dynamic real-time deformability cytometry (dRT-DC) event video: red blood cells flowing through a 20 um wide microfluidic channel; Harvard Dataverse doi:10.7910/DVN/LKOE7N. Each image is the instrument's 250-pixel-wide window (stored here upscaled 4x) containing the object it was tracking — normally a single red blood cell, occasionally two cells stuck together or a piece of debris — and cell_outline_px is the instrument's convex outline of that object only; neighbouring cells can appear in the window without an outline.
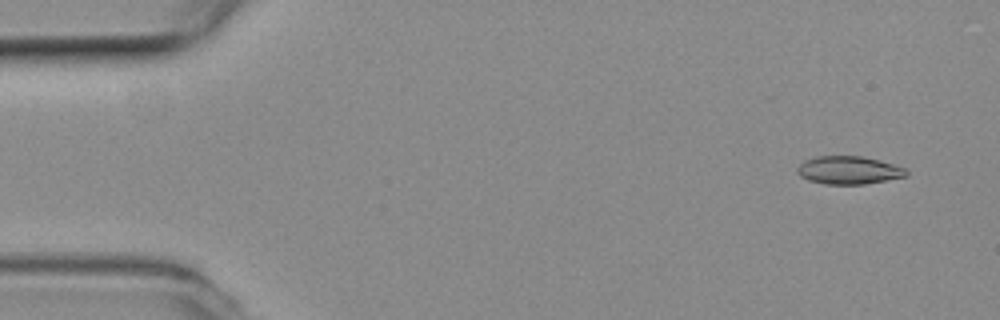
{"species": "common noctule bat (a hibernating species)", "species_latin": "Nyctalus noctula", "temperature_condition": "room temperature", "stored_images_in_passage": 5, "camera_frame_rate_fps": 3000, "um_per_image_px": 0.085, "animal": {"sex": "female", "body_mass_g": 19.3, "forearm_length_mm": 54.1}, "frame": {"image": 1, "passage_image": 1, "time_ms": 0.0, "image_size_px": [1000, 320], "cell_outline_px": [[908, 176], [864, 184], [824, 184], [808, 180], [800, 176], [796, 172], [796, 168], [800, 164], [816, 156], [860, 156], [880, 160], [904, 168], [908, 172]], "centroid_in_image_um": [72.13, 14.47], "position_along_channel_um": 12.9, "area_um2": 17.69}}
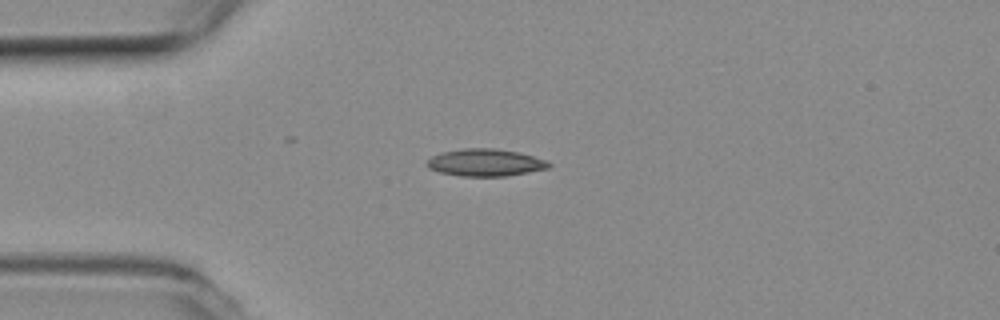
{"frame": {"image": 2, "passage_image": 4, "time_ms": 1.0, "image_size_px": [1000, 320], "cell_outline_px": [[552, 164], [548, 168], [528, 172], [504, 176], [460, 176], [440, 172], [428, 168], [424, 164], [424, 160], [440, 152], [460, 148], [496, 148], [520, 152], [548, 160]], "centroid_in_image_um": [41.21, 13.8], "position_along_channel_um": 43.8, "area_um2": 19.71}}
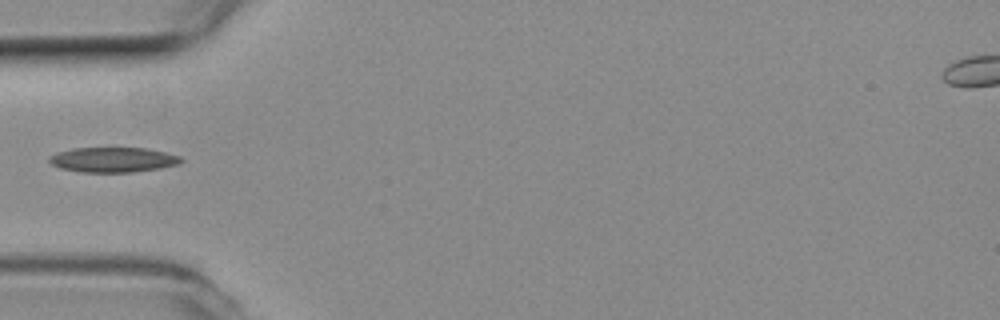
{"frame": {"image": 3, "passage_image": 5, "time_ms": 1.333, "image_size_px": [1000, 320], "cell_outline_px": [[184, 160], [180, 164], [160, 168], [132, 172], [84, 172], [60, 168], [52, 164], [48, 160], [48, 156], [56, 152], [72, 148], [148, 148], [180, 156]], "centroid_in_image_um": [9.61, 13.57], "position_along_channel_um": 75.4, "area_um2": 19.25}}